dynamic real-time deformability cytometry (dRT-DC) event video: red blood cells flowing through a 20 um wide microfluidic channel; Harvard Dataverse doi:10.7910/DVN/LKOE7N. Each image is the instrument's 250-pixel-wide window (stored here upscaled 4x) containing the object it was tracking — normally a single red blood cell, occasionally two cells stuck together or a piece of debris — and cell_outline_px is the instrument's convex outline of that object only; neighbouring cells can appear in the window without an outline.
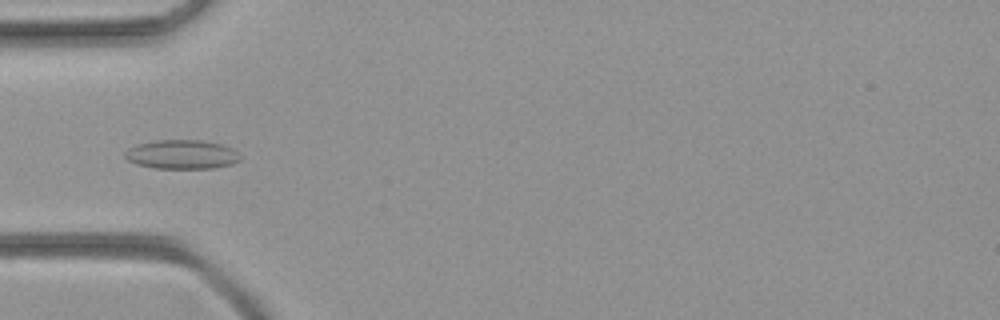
{"species": "common noctule bat (a hibernating species)", "species_latin": "Nyctalus noctula", "temperature_condition": "room temperature", "stored_images_in_passage": 40, "camera_frame_rate_fps": 3000, "um_per_image_px": 0.085, "animal": {"sex": "female", "body_mass_g": 21.9}, "frame": {"image": 1, "passage_image": 6, "time_ms": 1.667, "image_size_px": [1000, 320], "cell_outline_px": [[240, 160], [232, 164], [212, 168], [156, 168], [136, 164], [128, 160], [124, 156], [124, 152], [128, 148], [136, 144], [156, 140], [200, 140], [224, 144], [232, 148], [240, 156]], "centroid_in_image_um": [15.44, 13.12], "position_along_channel_um": 69.6, "area_um2": 19.59}}
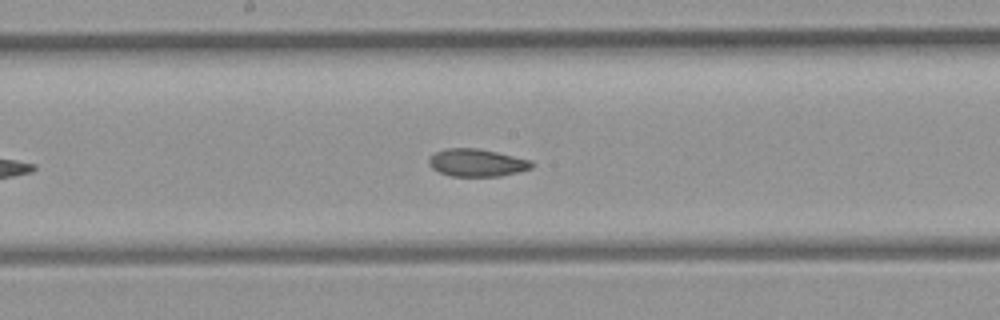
{"frame": {"image": 2, "passage_image": 16, "time_ms": 5.0, "image_size_px": [1000, 320], "cell_outline_px": [[536, 164], [532, 168], [500, 176], [452, 176], [440, 172], [432, 168], [428, 164], [428, 160], [436, 152], [444, 148], [476, 148], [496, 152], [532, 160]], "centroid_in_image_um": [40.55, 13.83], "position_along_channel_um": 207.6, "area_um2": 16.47}}
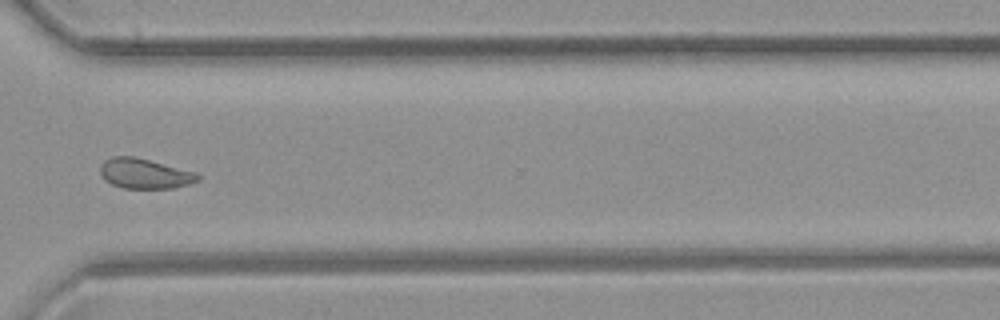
{"frame": {"image": 3, "passage_image": 27, "time_ms": 8.667, "image_size_px": [1000, 320], "cell_outline_px": [[200, 180], [188, 184], [172, 188], [124, 188], [112, 184], [104, 180], [100, 172], [100, 164], [104, 160], [112, 156], [132, 156], [196, 172], [200, 176]], "centroid_in_image_um": [12.27, 14.75], "position_along_channel_um": 358.3, "area_um2": 16.99}}